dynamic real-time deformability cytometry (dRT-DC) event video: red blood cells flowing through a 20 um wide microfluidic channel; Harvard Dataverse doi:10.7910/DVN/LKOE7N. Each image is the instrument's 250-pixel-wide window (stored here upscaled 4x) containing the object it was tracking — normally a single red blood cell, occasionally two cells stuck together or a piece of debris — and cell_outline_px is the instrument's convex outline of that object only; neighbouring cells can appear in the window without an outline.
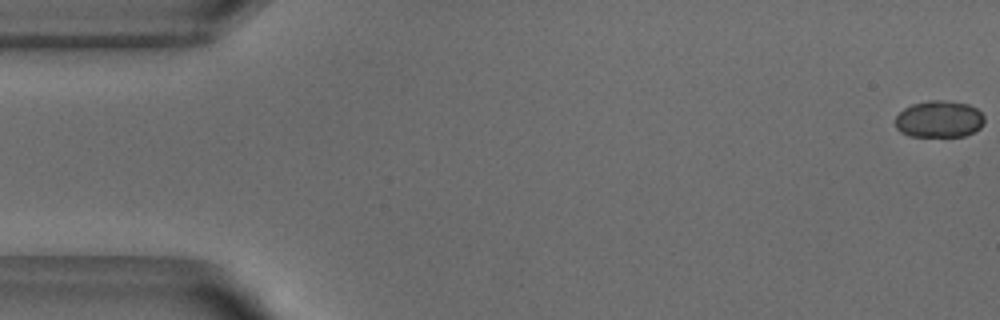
{"species": "common noctule bat (a hibernating species)", "species_latin": "Nyctalus noctula", "temperature_condition": "warm", "stored_images_in_passage": 52, "camera_frame_rate_fps": 3000, "um_per_image_px": 0.085, "animal": {"sex": "male", "body_mass_g": 18.8}, "frame": {"image": 1, "passage_image": 1, "time_ms": 0.0, "image_size_px": [1000, 320], "cell_outline_px": [[984, 124], [980, 128], [964, 136], [908, 136], [900, 132], [896, 128], [896, 116], [904, 108], [912, 104], [928, 100], [944, 100], [968, 104], [976, 108], [984, 116]], "centroid_in_image_um": [79.82, 10.12], "position_along_channel_um": 5.2, "area_um2": 19.19}}
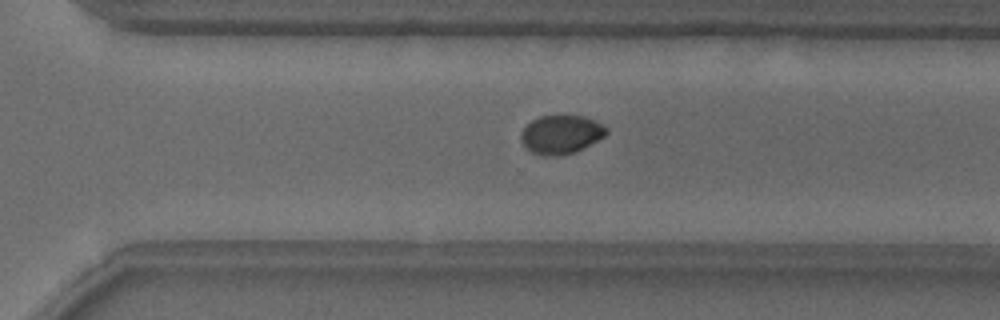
{"frame": {"image": 2, "passage_image": 36, "time_ms": 11.667, "image_size_px": [1000, 320], "cell_outline_px": [[608, 132], [604, 136], [576, 152], [556, 156], [544, 156], [532, 152], [524, 144], [520, 136], [520, 132], [532, 120], [540, 116], [584, 116], [608, 128]], "centroid_in_image_um": [47.68, 11.44], "position_along_channel_um": 322.9, "area_um2": 18.96}}
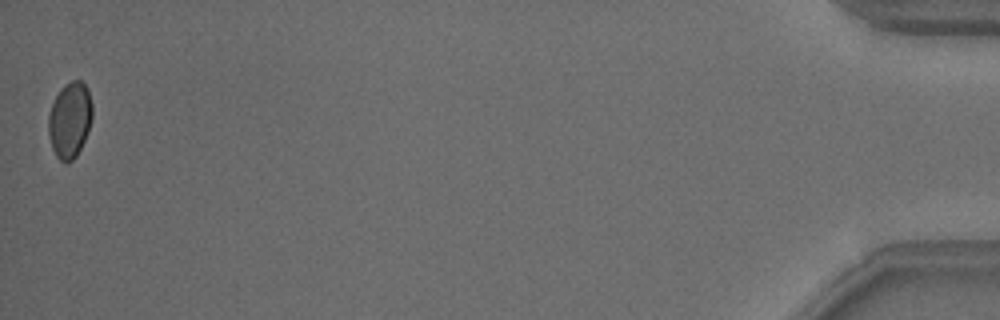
{"frame": {"image": 3, "passage_image": 52, "time_ms": 17.0, "image_size_px": [1000, 320], "cell_outline_px": [[92, 116], [88, 132], [76, 156], [68, 164], [60, 160], [56, 156], [52, 148], [48, 132], [48, 116], [52, 104], [60, 88], [72, 80], [80, 80], [88, 88], [92, 104]], "centroid_in_image_um": [5.93, 10.2], "position_along_channel_um": 429.3, "area_um2": 19.42}, "authors_computed_cell_mechanics": {"area_um2": 19.7098, "velocity_mm_per_s": 3.8626, "shape_relaxation_time_tau1_ms": 4.8067, "shape_relaxation_time_tau2_ms": null, "deformation_change_tau1": 0.0719, "deformation_change_tau2": null}}